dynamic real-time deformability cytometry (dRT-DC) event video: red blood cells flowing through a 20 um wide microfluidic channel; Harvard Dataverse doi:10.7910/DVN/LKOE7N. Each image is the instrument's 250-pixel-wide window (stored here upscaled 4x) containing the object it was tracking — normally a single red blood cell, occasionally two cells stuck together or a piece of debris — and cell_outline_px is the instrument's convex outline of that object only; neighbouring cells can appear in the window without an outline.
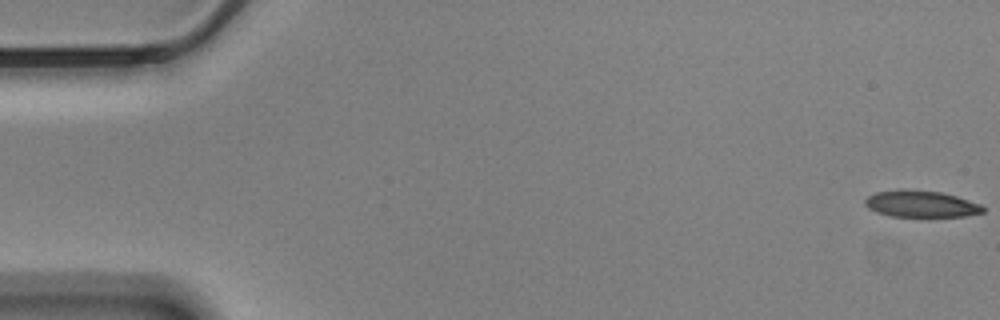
{"species": "Egyptian fruit bat (a non-hibernating species)", "species_latin": "Rousettus aegyptiacus", "temperature_condition": "cold", "stored_images_in_passage": 58, "camera_frame_rate_fps": 3000, "um_per_image_px": 0.085, "animal": {"sex": "male"}, "frame": {"image": 1, "passage_image": 1, "time_ms": 0.0, "image_size_px": [1000, 320], "cell_outline_px": [[984, 212], [964, 216], [888, 216], [876, 212], [868, 208], [864, 204], [864, 200], [868, 196], [876, 192], [900, 188], [904, 188], [940, 192], [956, 196], [980, 204], [984, 208]], "centroid_in_image_um": [78.23, 17.32], "position_along_channel_um": 6.8, "area_um2": 18.38}}
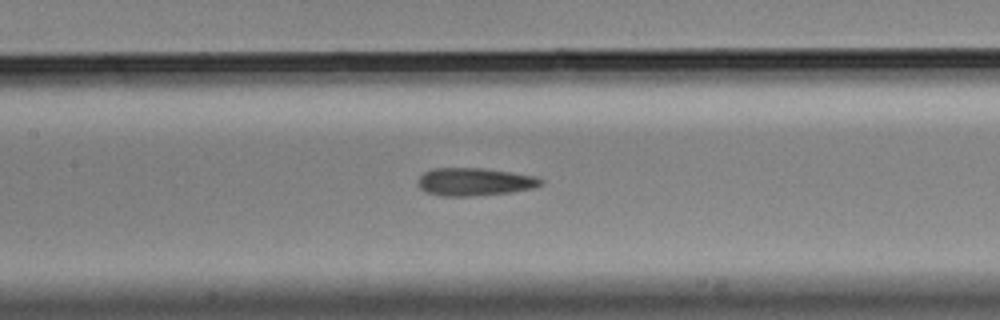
{"frame": {"image": 2, "passage_image": 27, "time_ms": 8.667, "image_size_px": [1000, 320], "cell_outline_px": [[544, 184], [536, 188], [512, 192], [472, 196], [440, 196], [428, 192], [420, 188], [416, 180], [424, 172], [432, 168], [484, 168], [512, 172], [536, 176], [544, 180]], "centroid_in_image_um": [40.38, 15.45], "position_along_channel_um": 167.0, "area_um2": 20.23}}
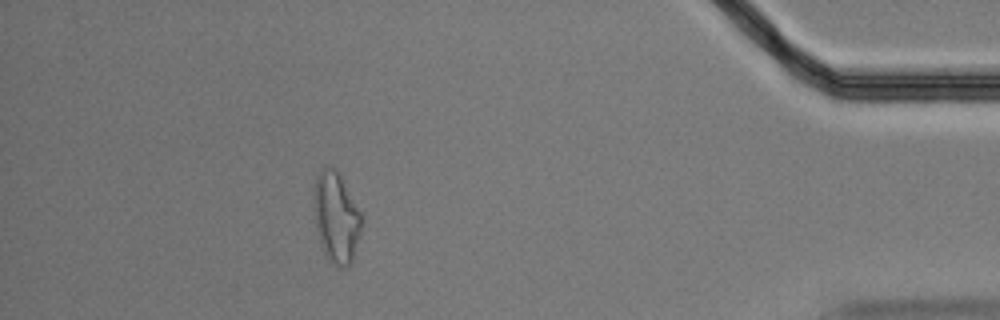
{"frame": {"image": 3, "passage_image": 52, "time_ms": 17.0, "image_size_px": [1000, 320], "cell_outline_px": [[360, 232], [352, 264], [344, 268], [336, 268], [328, 260], [320, 244], [316, 228], [312, 208], [312, 200], [316, 176], [320, 168], [324, 164], [328, 164], [336, 168], [340, 172], [360, 212]], "centroid_in_image_um": [28.53, 18.44], "position_along_channel_um": 406.7, "area_um2": 25.95}, "authors_computed_cell_mechanics": {"area_um2": 19.9121, "velocity_mm_per_s": 3.4724, "shape_relaxation_time_tau1_ms": null, "shape_relaxation_time_tau2_ms": 5.4613, "deformation_change_tau1": null, "deformation_change_tau2": 0.1537}}